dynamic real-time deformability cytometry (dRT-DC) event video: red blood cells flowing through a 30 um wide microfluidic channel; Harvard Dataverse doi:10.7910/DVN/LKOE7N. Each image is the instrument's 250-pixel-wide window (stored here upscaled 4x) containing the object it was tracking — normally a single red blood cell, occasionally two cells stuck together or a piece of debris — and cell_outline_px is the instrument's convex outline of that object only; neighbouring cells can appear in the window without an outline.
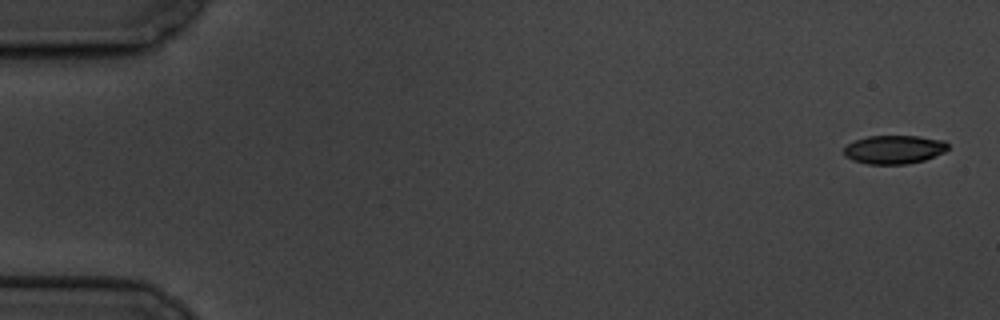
{"species": "common noctule bat (a hibernating species)", "species_latin": "Nyctalus noctula", "temperature_condition": "cold", "stored_images_in_passage": 6, "camera_frame_rate_fps": 3000, "um_per_image_px": 0.085, "animal": {"sex": "male", "body_mass_g": 19.5, "forearm_length_mm": 54.6}, "frame": {"image": 1, "passage_image": 1, "time_ms": 0.0, "image_size_px": [1000, 320], "cell_outline_px": [[948, 148], [944, 152], [924, 160], [908, 164], [868, 164], [852, 160], [844, 156], [844, 148], [848, 144], [856, 140], [868, 136], [920, 136], [944, 140], [948, 144]], "centroid_in_image_um": [76.0, 12.71], "position_along_channel_um": 9.0, "area_um2": 17.34}}
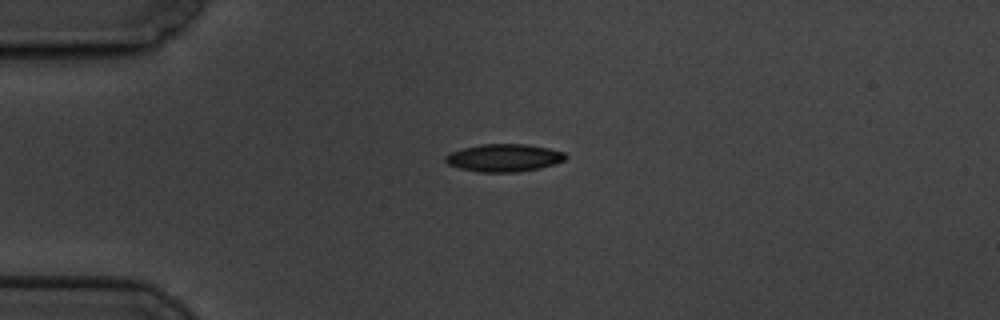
{"frame": {"image": 2, "passage_image": 4, "time_ms": 4.333, "image_size_px": [1000, 320], "cell_outline_px": [[568, 156], [564, 160], [556, 164], [540, 168], [516, 172], [480, 172], [460, 168], [448, 164], [444, 160], [444, 156], [448, 152], [480, 144], [528, 144], [548, 148], [564, 152]], "centroid_in_image_um": [42.84, 13.41], "position_along_channel_um": 42.2, "area_um2": 19.48}}
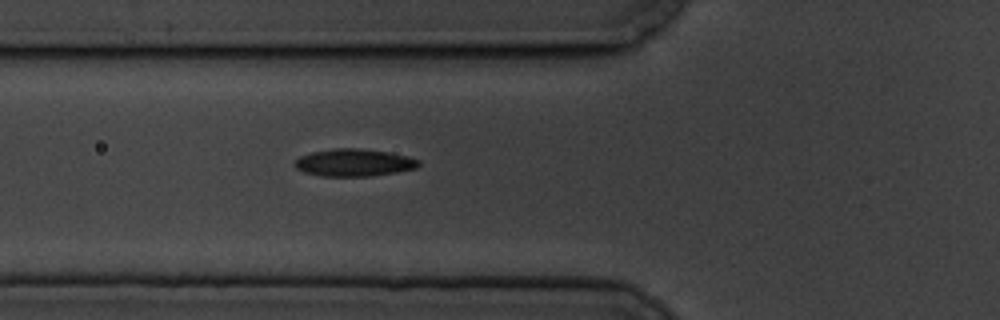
{"frame": {"image": 3, "passage_image": 6, "time_ms": 6.667, "image_size_px": [1000, 320], "cell_outline_px": [[420, 164], [416, 168], [396, 172], [372, 176], [324, 176], [304, 172], [296, 168], [292, 164], [300, 156], [312, 152], [336, 148], [360, 148], [388, 152], [408, 156], [420, 160]], "centroid_in_image_um": [30.09, 13.82], "position_along_channel_um": 95.7, "area_um2": 19.77}}